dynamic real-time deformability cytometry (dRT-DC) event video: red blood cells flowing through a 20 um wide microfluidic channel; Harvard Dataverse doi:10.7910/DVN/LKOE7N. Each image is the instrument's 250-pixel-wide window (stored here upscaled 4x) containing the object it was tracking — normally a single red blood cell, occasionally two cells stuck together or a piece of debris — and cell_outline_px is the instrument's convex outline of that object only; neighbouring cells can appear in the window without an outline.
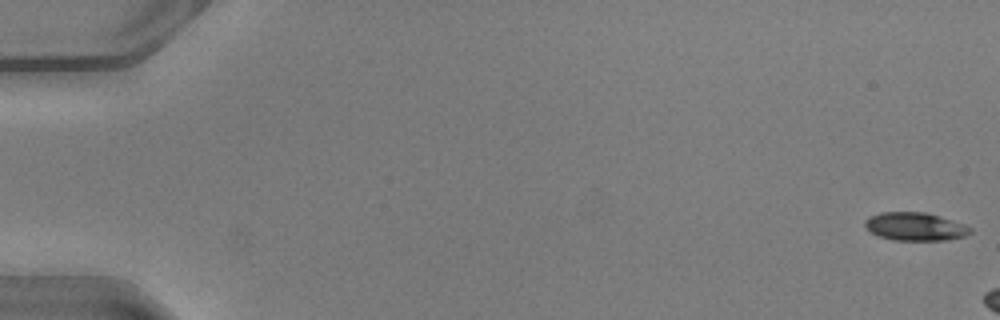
{"species": "common noctule bat (a hibernating species)", "species_latin": "Nyctalus noctula", "temperature_condition": "warm", "stored_images_in_passage": 6, "camera_frame_rate_fps": 3000, "um_per_image_px": 0.085, "animal": {"sex": "male", "body_mass_g": 20.5, "forearm_length_mm": 52.5}, "frame": {"image": 1, "passage_image": 1, "time_ms": 0.0, "image_size_px": [1000, 320], "cell_outline_px": [[972, 232], [964, 236], [948, 240], [896, 240], [880, 236], [872, 232], [864, 224], [864, 220], [868, 216], [880, 212], [928, 212], [964, 224], [972, 228]], "centroid_in_image_um": [77.8, 19.24], "position_along_channel_um": 7.2, "area_um2": 17.28}}